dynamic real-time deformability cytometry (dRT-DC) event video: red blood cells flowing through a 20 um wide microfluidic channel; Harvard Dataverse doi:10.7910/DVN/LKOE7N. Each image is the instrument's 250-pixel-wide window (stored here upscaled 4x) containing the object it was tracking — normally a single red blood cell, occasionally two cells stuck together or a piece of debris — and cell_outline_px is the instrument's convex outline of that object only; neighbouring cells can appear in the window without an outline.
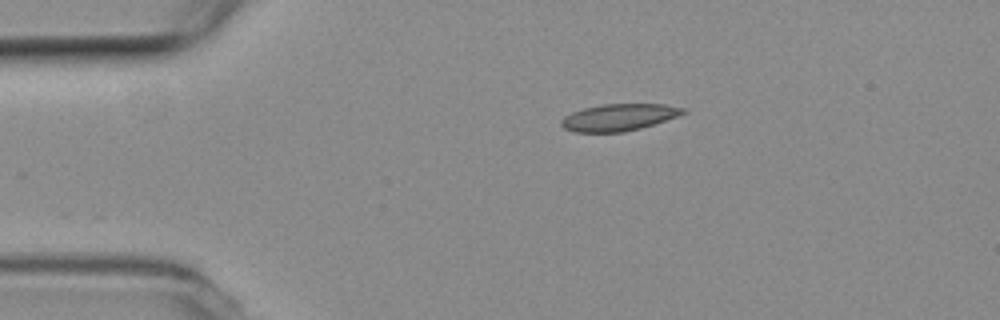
{"species": "common noctule bat (a hibernating species)", "species_latin": "Nyctalus noctula", "temperature_condition": "room temperature", "stored_images_in_passage": 44, "camera_frame_rate_fps": 3000, "um_per_image_px": 0.085, "animal": {"sex": "female", "body_mass_g": 19.3, "forearm_length_mm": 54.1}, "frame": {"image": 1, "passage_image": 1, "time_ms": 0.0, "image_size_px": [1000, 320], "cell_outline_px": [[688, 112], [640, 128], [624, 132], [576, 132], [564, 128], [560, 124], [560, 120], [564, 116], [572, 112], [584, 108], [604, 104], [664, 104], [688, 108]], "centroid_in_image_um": [52.6, 9.96], "position_along_channel_um": 32.4, "area_um2": 19.02}}
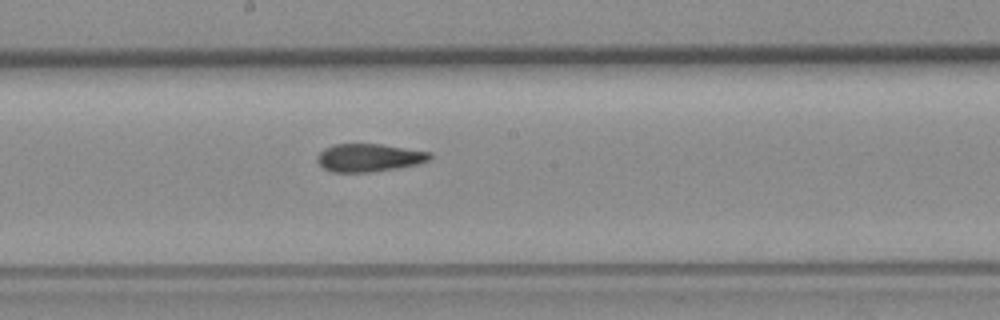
{"frame": {"image": 2, "passage_image": 19, "time_ms": 6.0, "image_size_px": [1000, 320], "cell_outline_px": [[432, 156], [428, 160], [420, 164], [396, 168], [368, 172], [332, 172], [324, 168], [316, 160], [316, 156], [324, 148], [332, 144], [380, 144], [432, 152]], "centroid_in_image_um": [31.36, 13.4], "position_along_channel_um": 216.8, "area_um2": 18.38}}
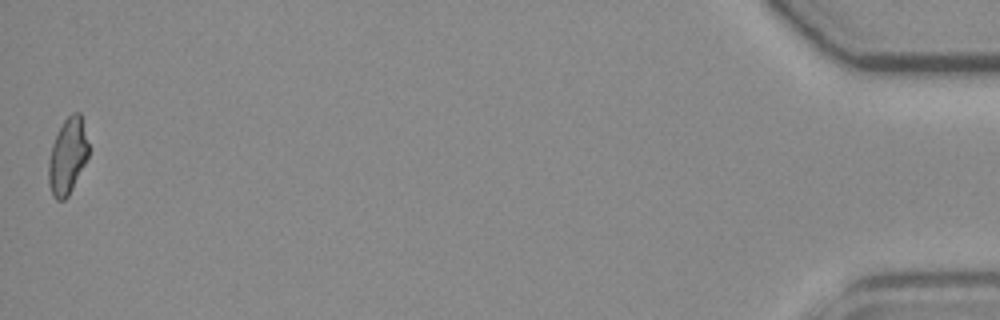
{"frame": {"image": 3, "passage_image": 44, "time_ms": 14.333, "image_size_px": [1000, 320], "cell_outline_px": [[88, 156], [68, 196], [64, 200], [56, 200], [52, 196], [48, 184], [48, 160], [52, 144], [64, 120], [72, 112], [80, 112], [88, 144]], "centroid_in_image_um": [5.71, 13.3], "position_along_channel_um": 429.5, "area_um2": 17.51}, "authors_computed_cell_mechanics": {"area_um2": 18.785, "velocity_mm_per_s": 3.7968, "shape_relaxation_time_tau1_ms": 8.8485, "shape_relaxation_time_tau2_ms": 2.6246, "deformation_change_tau1": 0.1869, "deformation_change_tau2": 0.0923}}